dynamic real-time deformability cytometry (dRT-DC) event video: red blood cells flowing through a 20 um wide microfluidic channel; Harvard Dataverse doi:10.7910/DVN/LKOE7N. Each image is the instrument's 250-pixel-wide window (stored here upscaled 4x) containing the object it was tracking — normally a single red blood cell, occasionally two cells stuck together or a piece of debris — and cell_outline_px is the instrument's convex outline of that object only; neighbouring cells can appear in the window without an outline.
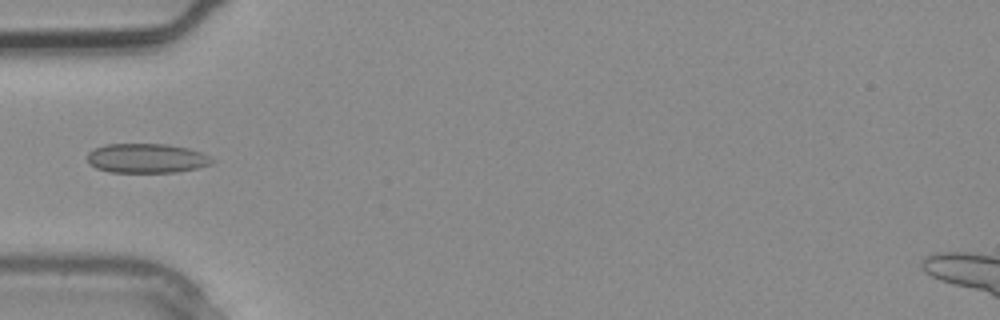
{"species": "common noctule bat (a hibernating species)", "species_latin": "Nyctalus noctula", "temperature_condition": "warm", "stored_images_in_passage": 3, "segment_of_instrument_passage": [1, 2], "camera_frame_rate_fps": 3000, "um_per_image_px": 0.085, "animal": {"sex": "male", "body_mass_g": 20.4}, "frame": {"image": 1, "passage_image": 2, "time_ms": 0.333, "image_size_px": [1000, 320], "cell_outline_px": [[216, 160], [212, 164], [196, 168], [176, 172], [108, 172], [96, 168], [88, 164], [88, 152], [92, 148], [104, 144], [168, 144], [188, 148], [204, 152], [212, 156]], "centroid_in_image_um": [12.48, 13.44], "position_along_channel_um": 72.5, "area_um2": 21.79}}